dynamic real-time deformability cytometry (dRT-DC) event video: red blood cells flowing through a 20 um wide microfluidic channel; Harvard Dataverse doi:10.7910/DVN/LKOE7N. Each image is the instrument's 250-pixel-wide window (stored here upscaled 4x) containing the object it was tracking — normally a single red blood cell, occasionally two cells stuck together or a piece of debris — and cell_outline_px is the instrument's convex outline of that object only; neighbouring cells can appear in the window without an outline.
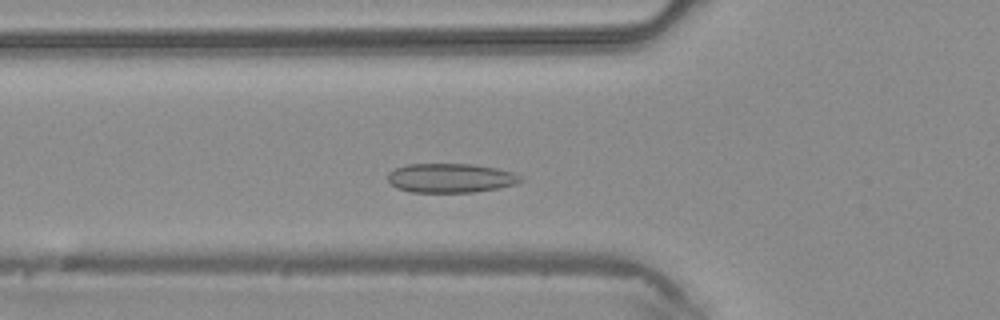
{"species": "common noctule bat (a hibernating species)", "species_latin": "Nyctalus noctula", "temperature_condition": "warm", "stored_images_in_passage": 35, "camera_frame_rate_fps": 3000, "um_per_image_px": 0.085, "animal": {"sex": "male", "body_mass_g": 20.4}, "frame": {"image": 1, "passage_image": 10, "time_ms": 3.0, "image_size_px": [1000, 320], "cell_outline_px": [[524, 180], [516, 184], [500, 188], [476, 192], [412, 192], [396, 188], [388, 180], [388, 172], [396, 168], [408, 164], [472, 164], [496, 168], [512, 172], [520, 176]], "centroid_in_image_um": [38.32, 15.14], "position_along_channel_um": 87.5, "area_um2": 22.66}}
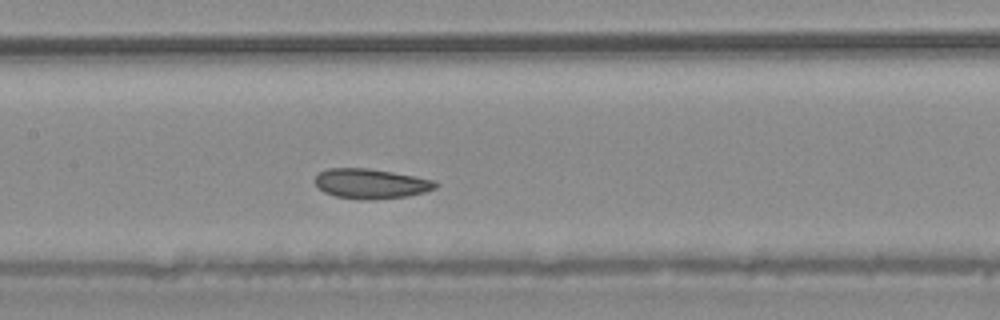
{"frame": {"image": 2, "passage_image": 16, "time_ms": 5.0, "image_size_px": [1000, 320], "cell_outline_px": [[440, 184], [436, 188], [424, 192], [408, 196], [364, 200], [336, 196], [324, 192], [316, 184], [316, 176], [320, 172], [328, 168], [368, 168], [416, 176], [436, 180]], "centroid_in_image_um": [31.58, 15.6], "position_along_channel_um": 175.8, "area_um2": 20.92}}
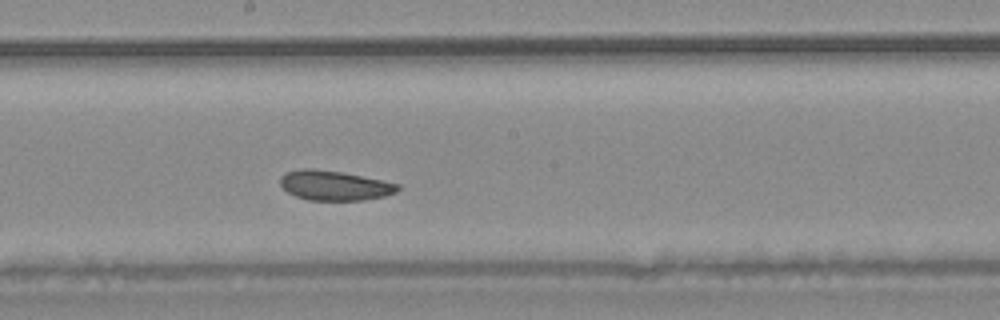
{"frame": {"image": 3, "passage_image": 19, "time_ms": 6.0, "image_size_px": [1000, 320], "cell_outline_px": [[400, 188], [396, 192], [384, 196], [364, 200], [308, 200], [296, 196], [288, 192], [280, 184], [280, 176], [284, 172], [300, 168], [316, 168], [340, 172], [400, 184]], "centroid_in_image_um": [28.39, 15.76], "position_along_channel_um": 219.8, "area_um2": 20.35}}